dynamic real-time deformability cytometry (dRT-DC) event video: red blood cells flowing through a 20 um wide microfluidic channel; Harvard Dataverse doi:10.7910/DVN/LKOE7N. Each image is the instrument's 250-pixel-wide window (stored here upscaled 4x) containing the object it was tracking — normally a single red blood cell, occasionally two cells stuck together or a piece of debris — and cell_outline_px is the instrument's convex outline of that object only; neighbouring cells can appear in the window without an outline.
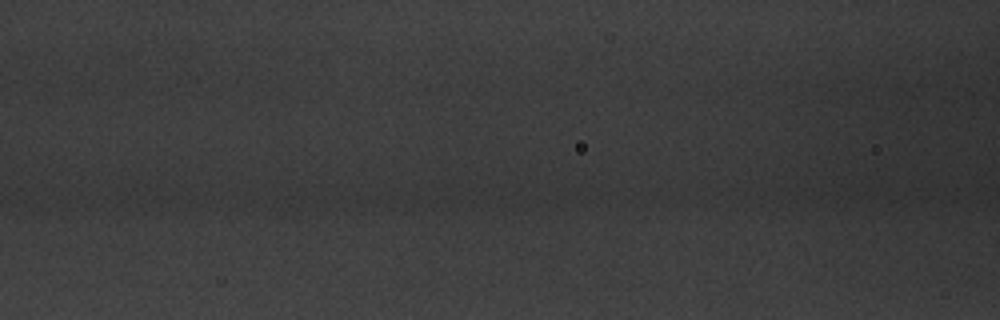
{"species": "common noctule bat (a hibernating species)", "species_latin": "Nyctalus noctula", "temperature_condition": "warm", "stored_images_in_passage": 4, "segment_of_instrument_passage": [2, 2], "camera_frame_rate_fps": 3000, "um_per_image_px": 0.085, "animal": {"sex": "male", "body_mass_g": 20.1, "forearm_length_mm": 53.5}, "frame": {"image": 1, "passage_image": 4, "time_ms": 1.0, "image_size_px": [1000, 320], "cell_outline_px": [[880, 168], [876, 192], [848, 192], [780, 188], [776, 176], [784, 168], [816, 148], [852, 152]], "centroid_in_image_um": [70.59, 14.68], "position_along_channel_um": 96.0, "area_um2": 24.8}}